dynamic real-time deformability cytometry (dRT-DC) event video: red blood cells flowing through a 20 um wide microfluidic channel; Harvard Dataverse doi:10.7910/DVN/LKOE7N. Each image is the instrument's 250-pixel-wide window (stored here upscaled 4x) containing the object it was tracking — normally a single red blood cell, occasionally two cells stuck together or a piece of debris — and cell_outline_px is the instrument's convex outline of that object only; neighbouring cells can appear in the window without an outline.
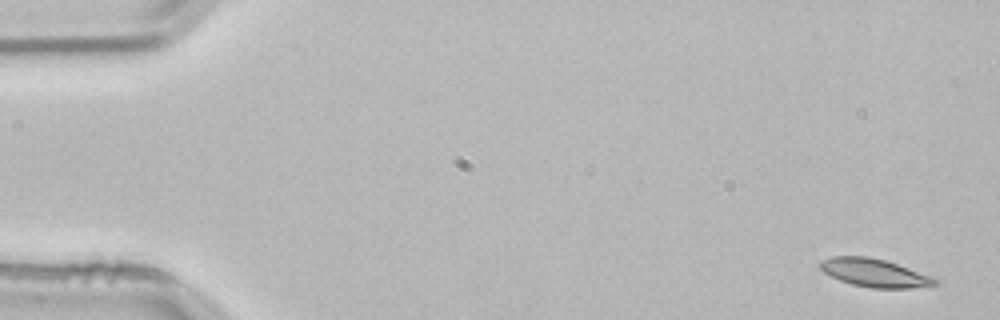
{"species": "common noctule bat (a hibernating species)", "species_latin": "Nyctalus noctula", "temperature_condition": "room temperature", "stored_images_in_passage": 4, "camera_frame_rate_fps": 3000, "um_per_image_px": 0.085, "animal": {"sex": "male", "body_mass_g": 21.5, "forearm_length_mm": 52.0}, "frame": {"image": 1, "passage_image": 1, "time_ms": 0.0, "image_size_px": [1000, 320], "cell_outline_px": [[940, 284], [912, 288], [872, 288], [852, 284], [840, 280], [824, 272], [820, 268], [820, 260], [832, 256], [868, 256], [884, 260], [896, 264], [940, 280]], "centroid_in_image_um": [74.32, 23.19], "position_along_channel_um": 10.7, "area_um2": 18.61}}
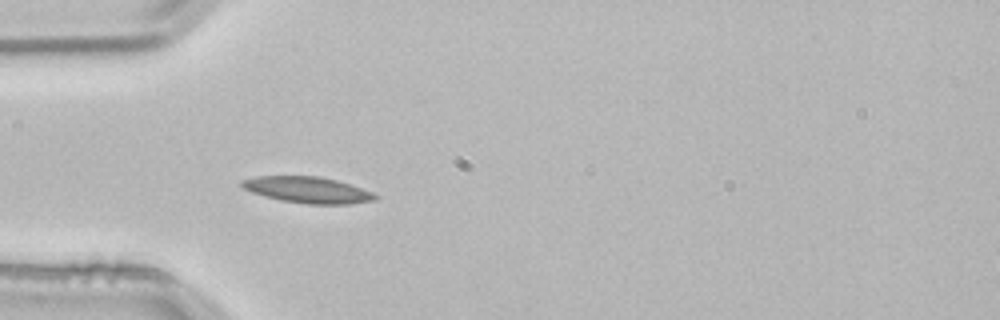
{"frame": {"image": 2, "passage_image": 4, "time_ms": 1.0, "image_size_px": [1000, 320], "cell_outline_px": [[380, 196], [376, 200], [352, 204], [304, 204], [280, 200], [264, 196], [252, 192], [244, 188], [240, 184], [240, 180], [256, 176], [320, 176], [336, 180], [372, 192]], "centroid_in_image_um": [26.15, 16.14], "position_along_channel_um": 58.9, "area_um2": 20.46}}